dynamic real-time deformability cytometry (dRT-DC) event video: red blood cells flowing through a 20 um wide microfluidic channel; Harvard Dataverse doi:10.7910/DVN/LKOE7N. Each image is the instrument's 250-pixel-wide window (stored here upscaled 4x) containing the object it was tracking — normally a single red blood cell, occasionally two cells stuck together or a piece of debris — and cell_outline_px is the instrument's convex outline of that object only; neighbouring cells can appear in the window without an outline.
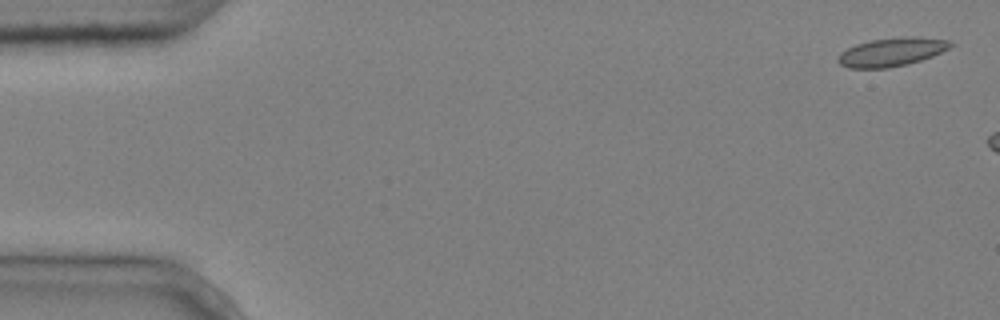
{"species": "common noctule bat (a hibernating species)", "species_latin": "Nyctalus noctula", "temperature_condition": "cold", "stored_images_in_passage": 3, "camera_frame_rate_fps": 3000, "um_per_image_px": 0.085, "animal": {"sex": "male", "body_mass_g": 20.4}, "frame": {"image": 1, "passage_image": 1, "time_ms": 0.0, "image_size_px": [1000, 320], "cell_outline_px": [[956, 44], [932, 56], [908, 64], [888, 68], [848, 68], [840, 64], [836, 60], [840, 52], [856, 44], [872, 40], [904, 36], [920, 36], [948, 40]], "centroid_in_image_um": [75.79, 4.41], "position_along_channel_um": 9.2, "area_um2": 18.79}}